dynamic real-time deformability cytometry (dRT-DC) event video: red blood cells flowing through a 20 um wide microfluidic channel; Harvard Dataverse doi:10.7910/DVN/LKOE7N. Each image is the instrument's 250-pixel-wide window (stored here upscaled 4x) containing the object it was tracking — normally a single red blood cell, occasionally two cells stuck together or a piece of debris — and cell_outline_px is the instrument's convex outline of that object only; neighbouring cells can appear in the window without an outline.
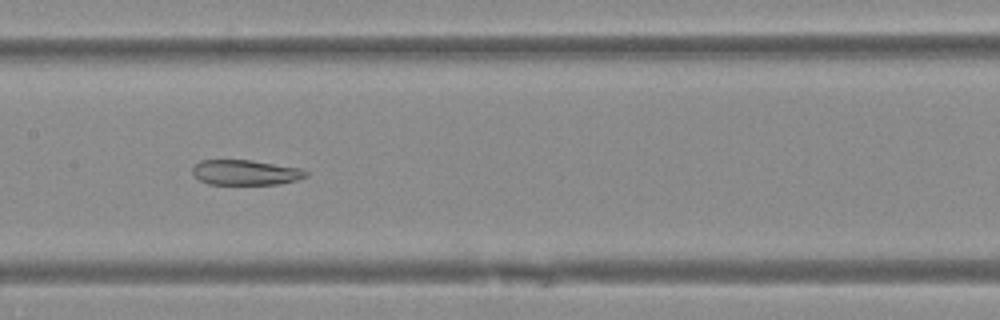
{"species": "Egyptian fruit bat (a non-hibernating species)", "species_latin": "Rousettus aegyptiacus", "temperature_condition": "warm", "stored_images_in_passage": 48, "camera_frame_rate_fps": 3000, "um_per_image_px": 0.085, "animal": {"sex": "female"}, "frame": {"image": 1, "passage_image": 22, "time_ms": 7.0, "image_size_px": [1000, 320], "cell_outline_px": [[308, 176], [296, 180], [280, 184], [208, 184], [192, 176], [192, 168], [200, 160], [248, 160], [300, 168], [308, 172]], "centroid_in_image_um": [20.84, 14.67], "position_along_channel_um": 186.6, "area_um2": 16.59}}
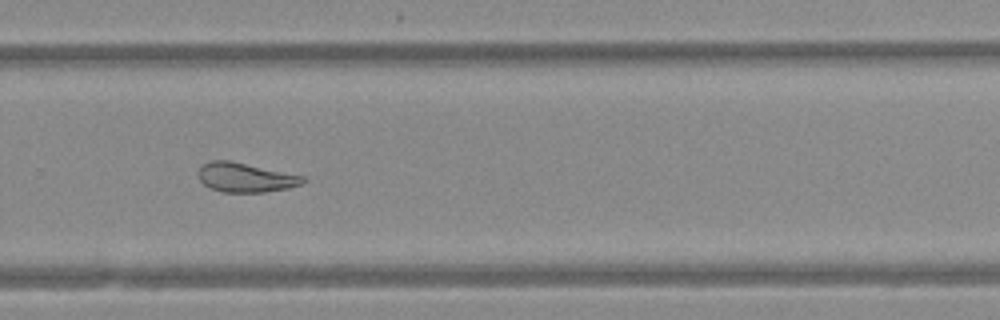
{"frame": {"image": 2, "passage_image": 31, "time_ms": 10.0, "image_size_px": [1000, 320], "cell_outline_px": [[304, 180], [300, 184], [288, 188], [264, 192], [224, 192], [212, 188], [204, 184], [200, 180], [200, 168], [204, 164], [212, 160], [228, 160], [304, 176]], "centroid_in_image_um": [20.87, 15.09], "position_along_channel_um": 308.9, "area_um2": 17.4}}
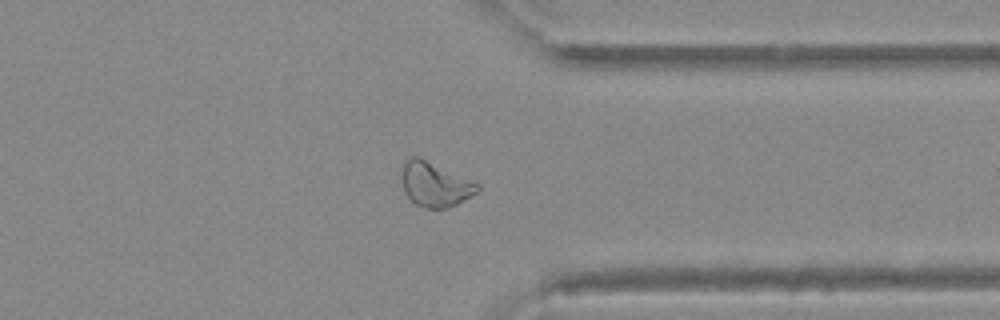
{"frame": {"image": 3, "passage_image": 36, "time_ms": 11.667, "image_size_px": [1000, 320], "cell_outline_px": [[480, 188], [476, 192], [456, 204], [444, 208], [424, 208], [416, 204], [404, 192], [400, 172], [404, 164], [412, 156], [420, 156], [480, 184]], "centroid_in_image_um": [36.95, 15.65], "position_along_channel_um": 374.5, "area_um2": 19.54}}